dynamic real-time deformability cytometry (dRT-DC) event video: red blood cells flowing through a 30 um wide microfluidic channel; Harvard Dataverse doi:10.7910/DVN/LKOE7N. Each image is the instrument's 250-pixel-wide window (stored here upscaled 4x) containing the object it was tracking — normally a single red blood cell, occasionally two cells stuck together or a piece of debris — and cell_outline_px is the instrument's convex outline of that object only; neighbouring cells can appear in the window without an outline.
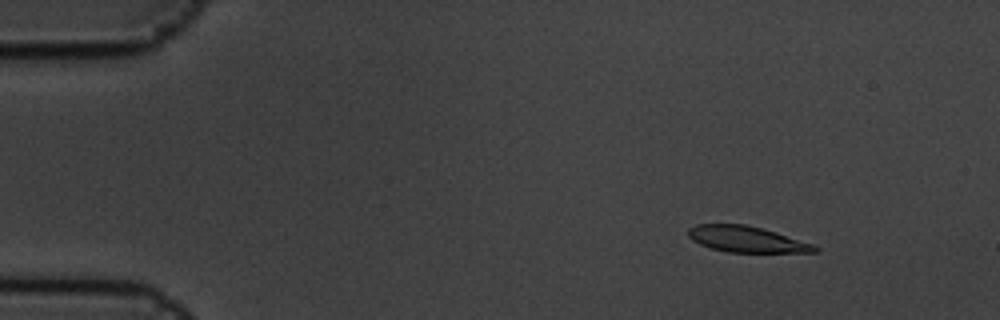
{"species": "common noctule bat (a hibernating species)", "species_latin": "Nyctalus noctula", "temperature_condition": "cold", "stored_images_in_passage": 5, "camera_frame_rate_fps": 3000, "um_per_image_px": 0.085, "animal": {"sex": "male", "body_mass_g": 19.5, "forearm_length_mm": 54.6}, "frame": {"image": 1, "passage_image": 3, "time_ms": 0.667, "image_size_px": [1000, 320], "cell_outline_px": [[820, 252], [728, 252], [712, 248], [700, 244], [692, 240], [688, 236], [688, 228], [696, 224], [744, 224], [776, 232], [816, 244], [820, 248]], "centroid_in_image_um": [63.51, 20.34], "position_along_channel_um": 21.5, "area_um2": 19.25}}
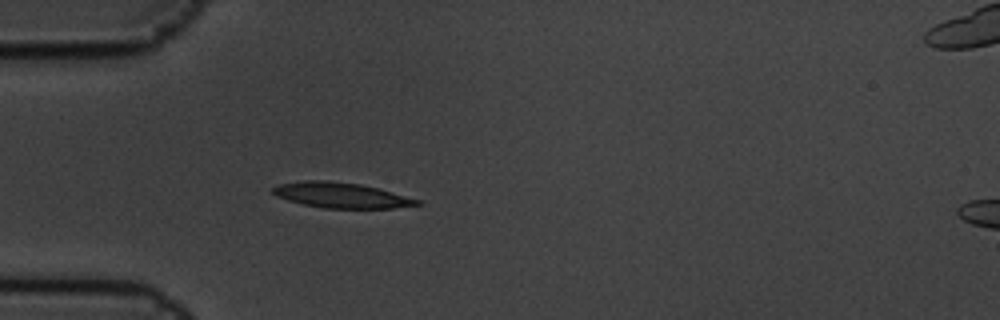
{"frame": {"image": 2, "passage_image": 5, "time_ms": 1.333, "image_size_px": [1000, 320], "cell_outline_px": [[424, 204], [392, 208], [324, 208], [304, 204], [288, 200], [276, 196], [272, 192], [272, 188], [280, 184], [304, 180], [324, 180], [360, 184], [376, 188], [420, 200]], "centroid_in_image_um": [28.98, 16.59], "position_along_channel_um": 56.0, "area_um2": 21.04}}